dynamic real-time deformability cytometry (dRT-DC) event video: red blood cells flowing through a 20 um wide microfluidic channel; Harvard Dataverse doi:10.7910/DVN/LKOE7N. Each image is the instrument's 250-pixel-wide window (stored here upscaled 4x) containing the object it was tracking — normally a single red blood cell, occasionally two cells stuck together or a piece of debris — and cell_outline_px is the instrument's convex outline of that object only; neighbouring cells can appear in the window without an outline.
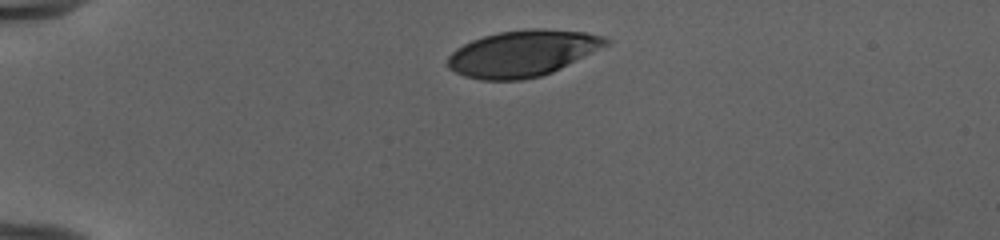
{"species": "human", "species_latin": "Homo sapiens", "temperature_condition": "cold", "stored_images_in_passage": 35, "camera_frame_rate_fps": 3000, "um_per_image_px": 0.085, "donor": {"sex": "female"}, "frame": {"image": 1, "passage_image": 1, "time_ms": 0.0, "image_size_px": [1000, 240], "cell_outline_px": [[612, 40], [608, 44], [552, 72], [540, 76], [520, 80], [480, 80], [464, 76], [448, 68], [448, 56], [456, 48], [472, 40], [484, 36], [500, 32], [532, 28], [540, 28], [584, 32], [604, 36]], "centroid_in_image_um": [44.4, 4.53], "position_along_channel_um": 40.6, "area_um2": 42.31}}
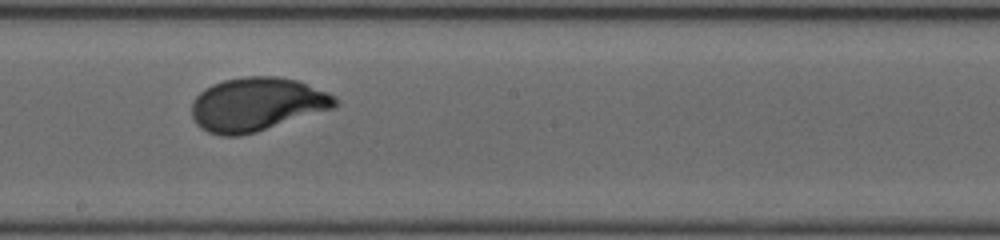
{"frame": {"image": 2, "passage_image": 19, "time_ms": 6.0, "image_size_px": [1000, 240], "cell_outline_px": [[340, 104], [332, 108], [256, 132], [240, 136], [220, 136], [208, 132], [200, 128], [196, 124], [192, 116], [192, 100], [204, 88], [212, 84], [224, 80], [244, 76], [276, 76], [296, 80], [328, 92], [336, 96]], "centroid_in_image_um": [21.8, 8.87], "position_along_channel_um": 226.4, "area_um2": 44.85}}
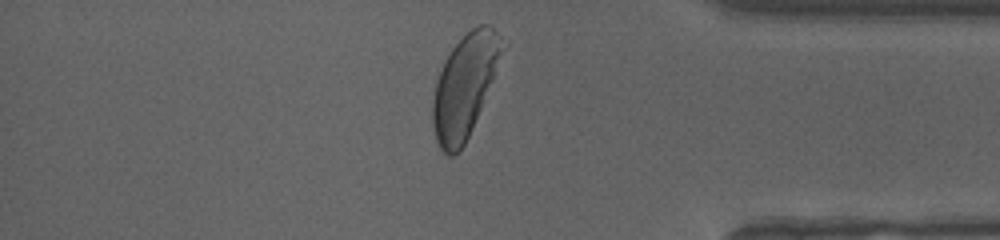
{"frame": {"image": 3, "passage_image": 33, "time_ms": 10.667, "image_size_px": [1000, 240], "cell_outline_px": [[508, 48], [472, 128], [464, 144], [452, 156], [448, 156], [440, 148], [436, 140], [432, 124], [432, 100], [436, 80], [444, 60], [452, 48], [472, 28], [480, 24], [488, 24], [508, 44]], "centroid_in_image_um": [39.54, 7.26], "position_along_channel_um": 395.7, "area_um2": 41.96}, "authors_computed_cell_mechanics": {"area_um2": 43.7546, "velocity_mm_per_s": 3.9605, "shape_relaxation_time_tau1_ms": 2.5825, "shape_relaxation_time_tau2_ms": null, "deformation_change_tau1": 0.1756, "deformation_change_tau2": null}}